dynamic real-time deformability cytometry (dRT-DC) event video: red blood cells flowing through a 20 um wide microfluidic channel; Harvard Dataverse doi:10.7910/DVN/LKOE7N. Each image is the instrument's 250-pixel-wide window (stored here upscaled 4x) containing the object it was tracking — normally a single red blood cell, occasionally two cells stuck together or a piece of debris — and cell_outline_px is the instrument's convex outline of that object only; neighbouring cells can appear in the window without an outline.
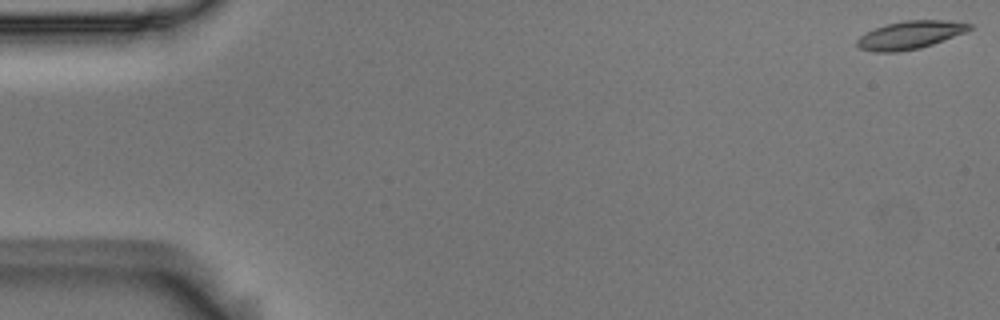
{"species": "Egyptian fruit bat (a non-hibernating species)", "species_latin": "Rousettus aegyptiacus", "temperature_condition": "room temperature", "stored_images_in_passage": 15, "camera_frame_rate_fps": 3000, "um_per_image_px": 0.085, "animal": {"sex": "male"}, "frame": {"image": 1, "passage_image": 1, "time_ms": 0.0, "image_size_px": [1000, 320], "cell_outline_px": [[972, 28], [964, 32], [932, 44], [920, 48], [900, 52], [872, 52], [860, 48], [856, 44], [856, 40], [860, 36], [876, 28], [888, 24], [904, 20], [940, 20], [972, 24]], "centroid_in_image_um": [77.31, 2.99], "position_along_channel_um": 7.7, "area_um2": 18.03}}
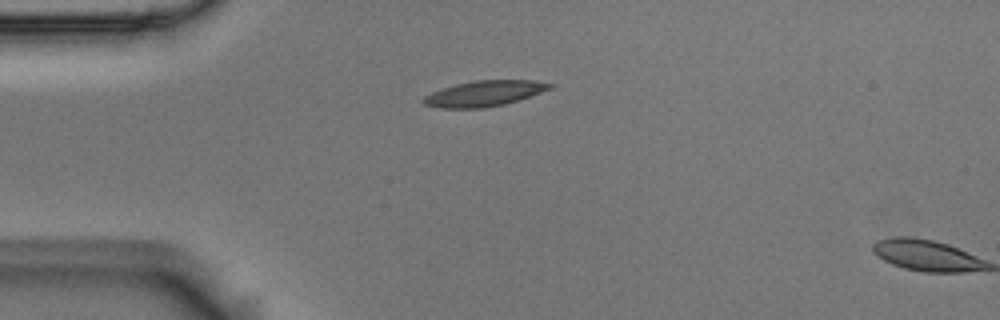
{"frame": {"image": 2, "passage_image": 14, "time_ms": 4.333, "image_size_px": [1000, 320], "cell_outline_px": [[556, 84], [552, 88], [520, 100], [504, 104], [484, 108], [440, 108], [424, 104], [420, 100], [424, 96], [432, 92], [456, 84], [476, 80], [532, 80]], "centroid_in_image_um": [41.18, 7.95], "position_along_channel_um": 43.8, "area_um2": 18.9}}